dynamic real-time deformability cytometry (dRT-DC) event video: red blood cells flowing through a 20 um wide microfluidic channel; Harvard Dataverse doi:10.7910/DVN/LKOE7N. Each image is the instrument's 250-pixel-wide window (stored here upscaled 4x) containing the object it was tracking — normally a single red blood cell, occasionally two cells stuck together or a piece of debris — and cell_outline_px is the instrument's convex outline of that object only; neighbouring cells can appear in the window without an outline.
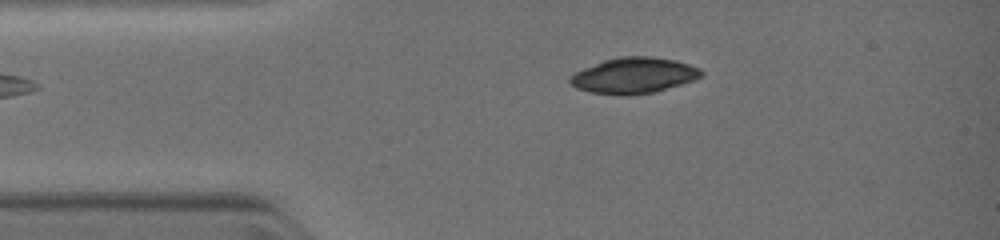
{"species": "common noctule bat (a hibernating species)", "species_latin": "Nyctalus noctula", "temperature_condition": "warm", "stored_images_in_passage": 5, "camera_frame_rate_fps": 3000, "um_per_image_px": 0.085, "animal": {"sex": "female", "body_mass_g": 19.0, "forearm_length_mm": 51.5}, "frame": {"image": 1, "passage_image": 1, "time_ms": 0.0, "image_size_px": [1000, 240], "cell_outline_px": [[704, 76], [680, 84], [652, 92], [628, 96], [624, 96], [588, 92], [576, 88], [568, 80], [576, 72], [584, 68], [604, 60], [620, 56], [652, 56], [676, 60], [700, 68], [704, 72]], "centroid_in_image_um": [53.88, 6.41], "position_along_channel_um": 31.1, "area_um2": 27.34}}